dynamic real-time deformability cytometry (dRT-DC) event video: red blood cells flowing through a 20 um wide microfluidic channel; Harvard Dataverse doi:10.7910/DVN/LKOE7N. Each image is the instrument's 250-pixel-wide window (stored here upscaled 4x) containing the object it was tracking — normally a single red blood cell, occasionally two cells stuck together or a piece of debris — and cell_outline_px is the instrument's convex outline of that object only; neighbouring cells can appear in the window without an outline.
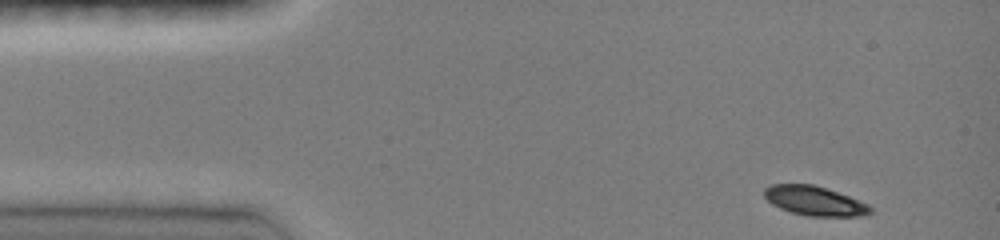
{"species": "common noctule bat (a hibernating species)", "species_latin": "Nyctalus noctula", "temperature_condition": "room temperature", "stored_images_in_passage": 41, "camera_frame_rate_fps": 3000, "um_per_image_px": 0.085, "animal": {"sex": "female", "body_mass_g": 19.0, "forearm_length_mm": 51.5}, "frame": {"image": 1, "passage_image": 1, "time_ms": 0.0, "image_size_px": [1000, 240], "cell_outline_px": [[872, 212], [864, 216], [804, 216], [780, 208], [772, 204], [764, 196], [764, 188], [772, 184], [812, 184], [848, 196], [868, 204], [872, 208]], "centroid_in_image_um": [69.23, 17.08], "position_along_channel_um": 15.8, "area_um2": 18.03}}
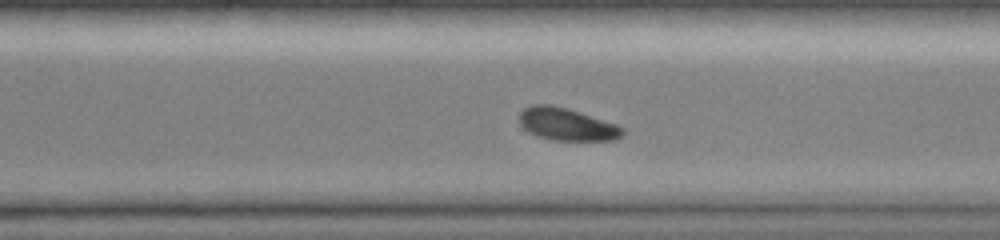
{"frame": {"image": 2, "passage_image": 30, "time_ms": 9.667, "image_size_px": [1000, 240], "cell_outline_px": [[624, 136], [616, 140], [556, 140], [540, 136], [528, 132], [520, 124], [520, 112], [524, 108], [532, 104], [552, 104], [568, 108], [616, 124], [624, 128]], "centroid_in_image_um": [48.2, 10.55], "position_along_channel_um": 322.4, "area_um2": 19.54}}
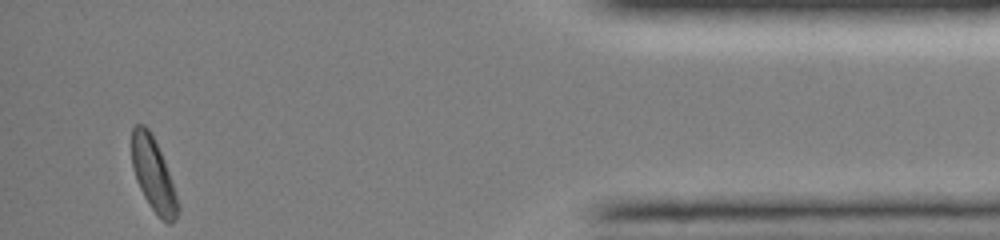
{"frame": {"image": 3, "passage_image": 41, "time_ms": 13.333, "image_size_px": [1000, 240], "cell_outline_px": [[180, 212], [172, 224], [168, 224], [152, 208], [144, 196], [136, 180], [132, 168], [132, 128], [136, 124], [144, 124], [152, 132], [168, 172], [180, 208]], "centroid_in_image_um": [13.02, 14.82], "position_along_channel_um": 422.2, "area_um2": 19.36}, "authors_computed_cell_mechanics": {"area_um2": 19.941, "velocity_mm_per_s": 4.0657, "shape_relaxation_time_tau1_ms": 1.8355, "shape_relaxation_time_tau2_ms": null, "deformation_change_tau1": 0.0896, "deformation_change_tau2": null}}